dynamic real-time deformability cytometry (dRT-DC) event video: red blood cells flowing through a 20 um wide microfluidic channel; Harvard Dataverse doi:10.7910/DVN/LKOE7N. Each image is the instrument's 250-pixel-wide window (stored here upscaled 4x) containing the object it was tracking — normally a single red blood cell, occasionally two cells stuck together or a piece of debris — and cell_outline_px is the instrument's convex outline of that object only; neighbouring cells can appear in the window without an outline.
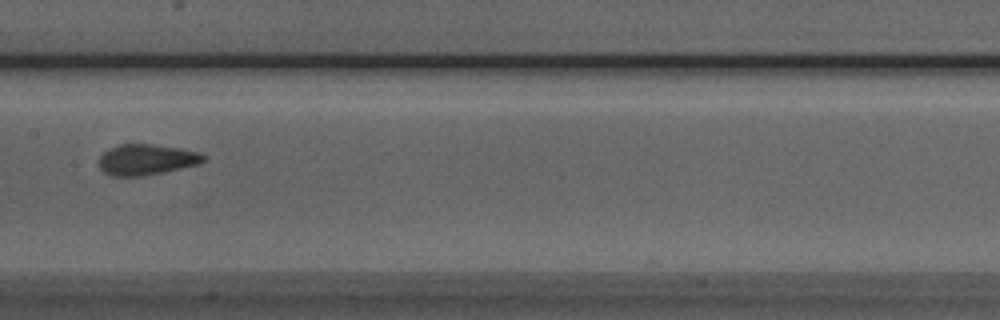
{"species": "Egyptian fruit bat (a non-hibernating species)", "species_latin": "Rousettus aegyptiacus", "temperature_condition": "room temperature", "stored_images_in_passage": 7, "camera_frame_rate_fps": 3000, "um_per_image_px": 0.085, "animal": {"sex": "male"}, "frame": {"image": 1, "passage_image": 6, "time_ms": 1.667, "image_size_px": [1000, 320], "cell_outline_px": [[204, 160], [200, 164], [140, 176], [112, 176], [104, 172], [100, 168], [100, 156], [108, 148], [120, 144], [148, 144], [180, 148], [200, 152], [204, 156]], "centroid_in_image_um": [12.43, 13.56], "position_along_channel_um": 195.0, "area_um2": 18.5}}
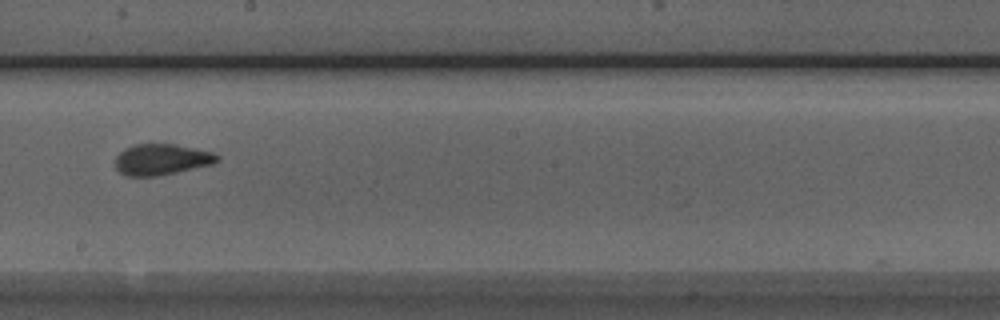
{"frame": {"image": 2, "passage_image": 7, "time_ms": 2.0, "image_size_px": [1000, 320], "cell_outline_px": [[220, 160], [212, 164], [176, 172], [156, 176], [128, 176], [120, 172], [116, 168], [116, 156], [124, 148], [136, 144], [176, 144], [216, 152], [220, 156]], "centroid_in_image_um": [13.77, 13.54], "position_along_channel_um": 234.4, "area_um2": 18.5}}